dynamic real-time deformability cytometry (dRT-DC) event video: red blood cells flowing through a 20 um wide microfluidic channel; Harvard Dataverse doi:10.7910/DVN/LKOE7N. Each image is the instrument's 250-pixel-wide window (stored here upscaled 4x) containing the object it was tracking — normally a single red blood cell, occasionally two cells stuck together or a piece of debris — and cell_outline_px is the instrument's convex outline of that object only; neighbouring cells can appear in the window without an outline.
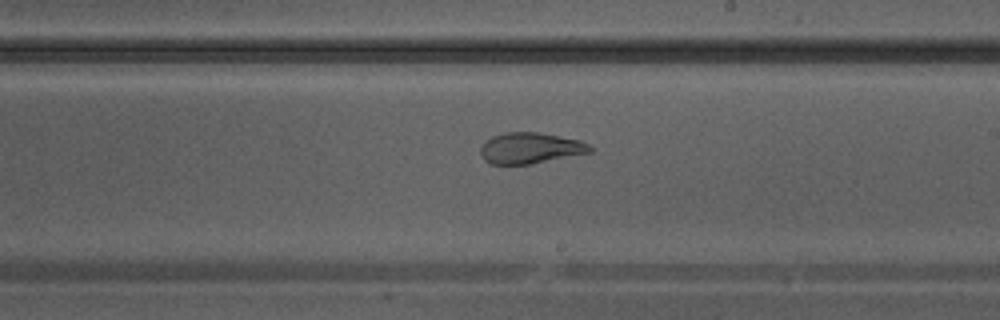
{"species": "Egyptian fruit bat (a non-hibernating species)", "species_latin": "Rousettus aegyptiacus", "temperature_condition": "warm", "stored_images_in_passage": 28, "camera_frame_rate_fps": 3000, "um_per_image_px": 0.085, "animal": {"sex": "male"}, "frame": {"image": 1, "passage_image": 13, "time_ms": 4.0, "image_size_px": [1000, 320], "cell_outline_px": [[592, 152], [532, 164], [492, 164], [484, 160], [480, 152], [480, 148], [492, 136], [504, 132], [536, 132], [580, 140], [588, 144], [592, 148]], "centroid_in_image_um": [45.08, 12.59], "position_along_channel_um": 243.9, "area_um2": 19.65}}